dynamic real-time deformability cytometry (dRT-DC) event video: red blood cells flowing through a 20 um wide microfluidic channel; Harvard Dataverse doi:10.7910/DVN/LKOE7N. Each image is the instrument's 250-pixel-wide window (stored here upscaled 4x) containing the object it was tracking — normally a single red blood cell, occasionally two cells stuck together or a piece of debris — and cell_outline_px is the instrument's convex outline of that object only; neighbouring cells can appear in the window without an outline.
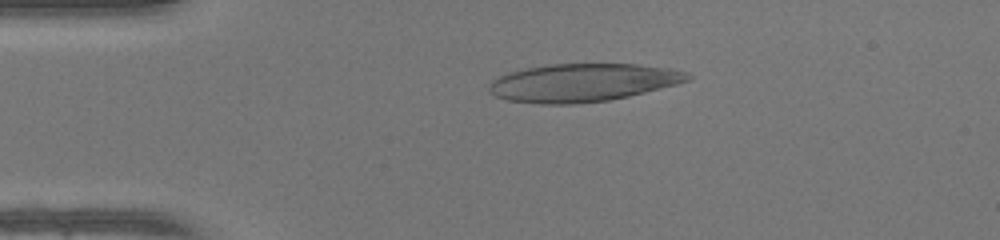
{"species": "human", "species_latin": "Homo sapiens", "temperature_condition": "warm", "stored_images_in_passage": 47, "camera_frame_rate_fps": 3000, "um_per_image_px": 0.085, "donor": {"sex": "female"}, "frame": {"image": 1, "passage_image": 9, "time_ms": 2.667, "image_size_px": [1000, 240], "cell_outline_px": [[692, 76], [688, 80], [676, 84], [628, 96], [608, 100], [572, 104], [540, 104], [508, 100], [496, 96], [488, 92], [488, 84], [492, 80], [500, 76], [512, 72], [528, 68], [552, 64], [636, 64], [668, 68], [688, 72]], "centroid_in_image_um": [49.51, 7.03], "position_along_channel_um": 35.5, "area_um2": 43.64}}
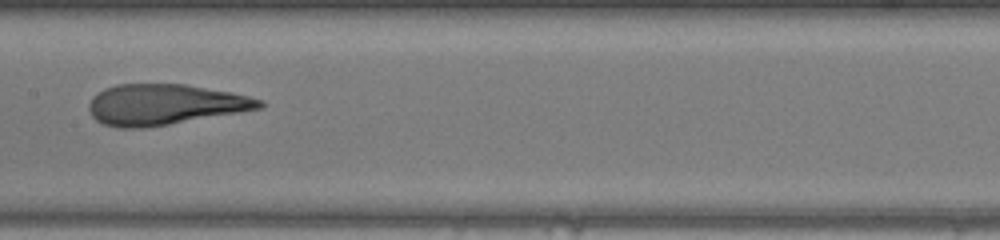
{"frame": {"image": 2, "passage_image": 23, "time_ms": 7.333, "image_size_px": [1000, 240], "cell_outline_px": [[264, 108], [144, 128], [120, 128], [104, 124], [96, 120], [92, 116], [88, 108], [88, 104], [92, 96], [104, 88], [116, 84], [184, 84], [228, 92], [248, 96], [264, 100]], "centroid_in_image_um": [13.96, 8.88], "position_along_channel_um": 193.4, "area_um2": 40.29}}
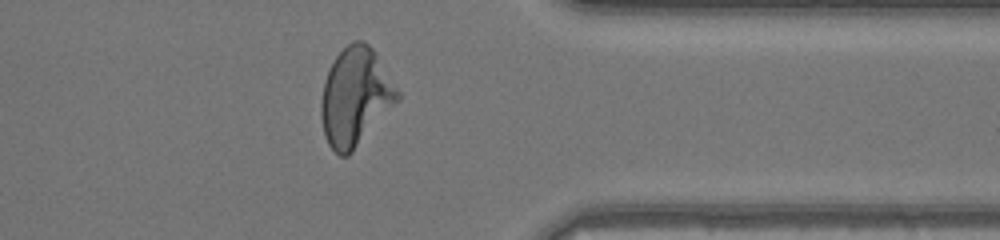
{"frame": {"image": 3, "passage_image": 37, "time_ms": 12.0, "image_size_px": [1000, 240], "cell_outline_px": [[400, 100], [352, 152], [348, 156], [340, 156], [328, 144], [324, 136], [320, 116], [320, 104], [324, 80], [336, 56], [352, 40], [364, 40], [376, 52], [400, 92]], "centroid_in_image_um": [30.21, 8.23], "position_along_channel_um": 381.2, "area_um2": 43.81}, "authors_computed_cell_mechanics": {"area_um2": 42.5986, "velocity_mm_per_s": 4.261, "shape_relaxation_time_tau1_ms": 8.0348, "shape_relaxation_time_tau2_ms": 1.1257, "deformation_change_tau1": 0.3222, "deformation_change_tau2": 0.1034}}